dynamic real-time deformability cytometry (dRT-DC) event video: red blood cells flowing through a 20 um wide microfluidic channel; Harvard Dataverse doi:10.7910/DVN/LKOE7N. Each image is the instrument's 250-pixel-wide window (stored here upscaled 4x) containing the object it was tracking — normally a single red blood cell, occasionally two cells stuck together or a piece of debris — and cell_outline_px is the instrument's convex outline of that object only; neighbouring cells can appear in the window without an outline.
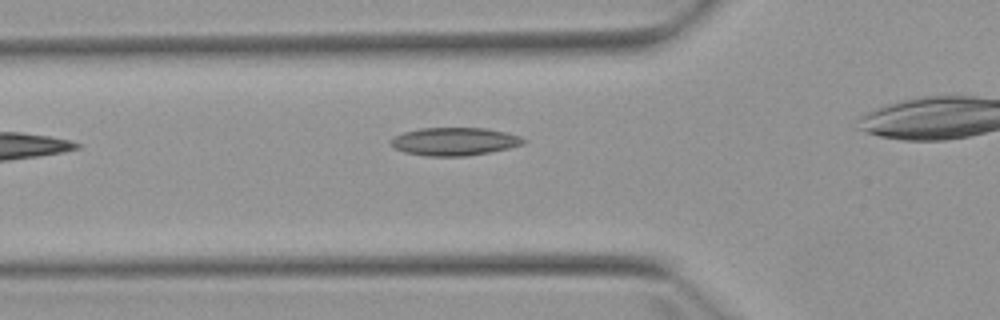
{"species": "Egyptian fruit bat (a non-hibernating species)", "species_latin": "Rousettus aegyptiacus", "temperature_condition": "warm", "stored_images_in_passage": 3, "camera_frame_rate_fps": 3000, "um_per_image_px": 0.085, "animal": {"sex": "female"}, "frame": {"image": 1, "passage_image": 2, "time_ms": 1.333, "image_size_px": [1000, 320], "cell_outline_px": [[528, 140], [524, 144], [508, 148], [488, 152], [464, 156], [424, 156], [404, 152], [388, 144], [388, 140], [404, 132], [420, 128], [484, 128], [504, 132], [520, 136]], "centroid_in_image_um": [38.6, 12.03], "position_along_channel_um": 87.2, "area_um2": 21.62}}